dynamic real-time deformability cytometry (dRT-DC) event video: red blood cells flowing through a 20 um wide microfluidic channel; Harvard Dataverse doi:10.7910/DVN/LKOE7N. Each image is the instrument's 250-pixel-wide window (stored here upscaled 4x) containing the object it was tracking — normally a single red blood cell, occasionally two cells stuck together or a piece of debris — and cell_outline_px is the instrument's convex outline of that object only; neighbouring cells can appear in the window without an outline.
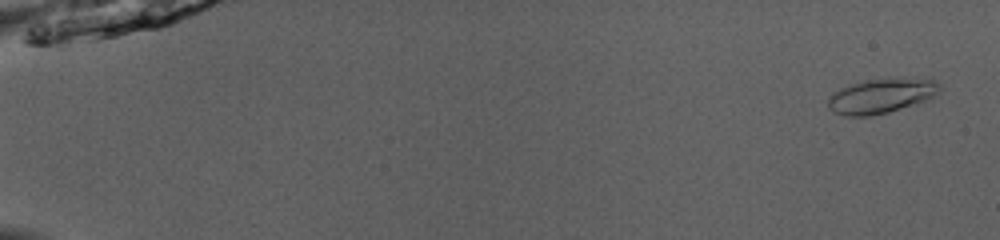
{"species": "common noctule bat (a hibernating species)", "species_latin": "Nyctalus noctula", "temperature_condition": "room temperature", "stored_images_in_passage": 52, "camera_frame_rate_fps": 3000, "um_per_image_px": 0.085, "animal": {"sex": "male", "body_mass_g": 13.0, "forearm_length_mm": 53.1}, "frame": {"image": 1, "passage_image": 3, "time_ms": 0.667, "image_size_px": [1000, 240], "cell_outline_px": [[940, 92], [936, 96], [928, 100], [888, 112], [868, 116], [848, 116], [836, 112], [828, 108], [828, 100], [832, 92], [840, 88], [864, 80], [924, 76], [932, 76], [940, 84]], "centroid_in_image_um": [75.02, 8.1], "position_along_channel_um": 10.0, "area_um2": 23.12}}
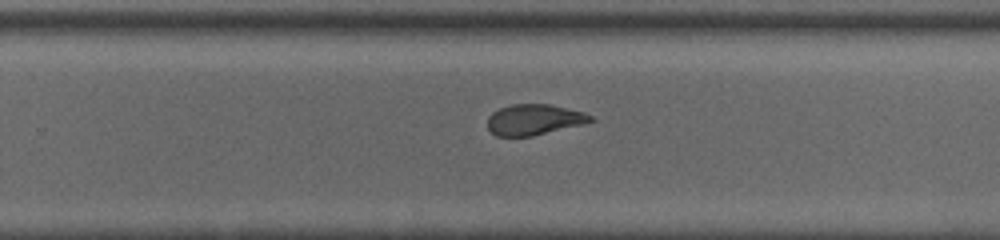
{"frame": {"image": 2, "passage_image": 36, "time_ms": 11.667, "image_size_px": [1000, 240], "cell_outline_px": [[596, 120], [584, 124], [532, 136], [496, 136], [488, 128], [488, 116], [492, 112], [500, 108], [512, 104], [548, 104], [584, 112], [592, 116]], "centroid_in_image_um": [45.41, 10.17], "position_along_channel_um": 284.4, "area_um2": 18.44}}
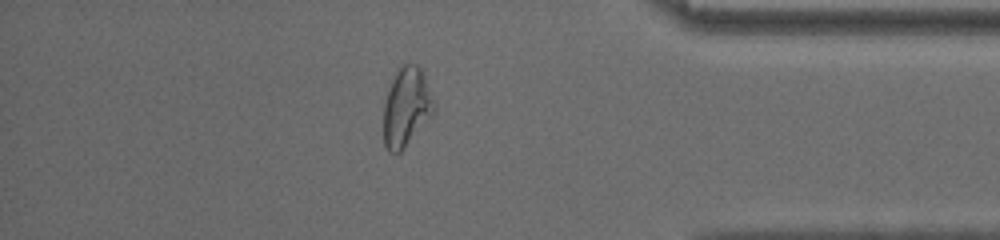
{"frame": {"image": 3, "passage_image": 46, "time_ms": 15.0, "image_size_px": [1000, 240], "cell_outline_px": [[436, 108], [432, 116], [404, 148], [400, 152], [388, 152], [384, 144], [384, 104], [392, 80], [400, 64], [416, 64], [420, 68], [424, 76], [436, 104]], "centroid_in_image_um": [34.56, 9.11], "position_along_channel_um": 400.6, "area_um2": 23.06}, "authors_computed_cell_mechanics": {"area_um2": 20.1722, "velocity_mm_per_s": 4.0505, "shape_relaxation_time_tau1_ms": 3.3687, "shape_relaxation_time_tau2_ms": 1.2692, "deformation_change_tau1": 0.1545, "deformation_change_tau2": 0.0773}}